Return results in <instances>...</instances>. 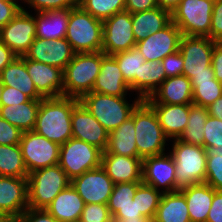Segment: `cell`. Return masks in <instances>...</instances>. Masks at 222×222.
Returning <instances> with one entry per match:
<instances>
[{"mask_svg": "<svg viewBox=\"0 0 222 222\" xmlns=\"http://www.w3.org/2000/svg\"><path fill=\"white\" fill-rule=\"evenodd\" d=\"M28 207L45 209L52 200L71 184L62 168L56 164L28 174Z\"/></svg>", "mask_w": 222, "mask_h": 222, "instance_id": "52a82bcc", "label": "cell"}, {"mask_svg": "<svg viewBox=\"0 0 222 222\" xmlns=\"http://www.w3.org/2000/svg\"><path fill=\"white\" fill-rule=\"evenodd\" d=\"M78 5L101 21L125 11V0H79Z\"/></svg>", "mask_w": 222, "mask_h": 222, "instance_id": "74e56055", "label": "cell"}, {"mask_svg": "<svg viewBox=\"0 0 222 222\" xmlns=\"http://www.w3.org/2000/svg\"><path fill=\"white\" fill-rule=\"evenodd\" d=\"M216 41L209 37L182 35L179 51L183 57V74L191 79L194 74L209 73Z\"/></svg>", "mask_w": 222, "mask_h": 222, "instance_id": "8fae6325", "label": "cell"}, {"mask_svg": "<svg viewBox=\"0 0 222 222\" xmlns=\"http://www.w3.org/2000/svg\"><path fill=\"white\" fill-rule=\"evenodd\" d=\"M205 149L217 147L222 149V121L216 117L208 116L204 128Z\"/></svg>", "mask_w": 222, "mask_h": 222, "instance_id": "b9f144b4", "label": "cell"}, {"mask_svg": "<svg viewBox=\"0 0 222 222\" xmlns=\"http://www.w3.org/2000/svg\"><path fill=\"white\" fill-rule=\"evenodd\" d=\"M162 196V190L158 191L154 187L143 182L137 187L134 198H137L138 211L142 216L154 219L159 201Z\"/></svg>", "mask_w": 222, "mask_h": 222, "instance_id": "f35d334b", "label": "cell"}, {"mask_svg": "<svg viewBox=\"0 0 222 222\" xmlns=\"http://www.w3.org/2000/svg\"><path fill=\"white\" fill-rule=\"evenodd\" d=\"M181 0H157V6L172 13L180 4Z\"/></svg>", "mask_w": 222, "mask_h": 222, "instance_id": "680465c9", "label": "cell"}, {"mask_svg": "<svg viewBox=\"0 0 222 222\" xmlns=\"http://www.w3.org/2000/svg\"><path fill=\"white\" fill-rule=\"evenodd\" d=\"M102 151L82 140L71 137L60 145L58 165L70 180L101 166Z\"/></svg>", "mask_w": 222, "mask_h": 222, "instance_id": "9c48e42d", "label": "cell"}, {"mask_svg": "<svg viewBox=\"0 0 222 222\" xmlns=\"http://www.w3.org/2000/svg\"><path fill=\"white\" fill-rule=\"evenodd\" d=\"M26 68L37 92L43 98L63 96V70L30 59H26Z\"/></svg>", "mask_w": 222, "mask_h": 222, "instance_id": "ffe728a7", "label": "cell"}, {"mask_svg": "<svg viewBox=\"0 0 222 222\" xmlns=\"http://www.w3.org/2000/svg\"><path fill=\"white\" fill-rule=\"evenodd\" d=\"M35 38V17L23 7L11 21L0 29V41L18 57L25 55Z\"/></svg>", "mask_w": 222, "mask_h": 222, "instance_id": "5bb4252c", "label": "cell"}, {"mask_svg": "<svg viewBox=\"0 0 222 222\" xmlns=\"http://www.w3.org/2000/svg\"><path fill=\"white\" fill-rule=\"evenodd\" d=\"M134 126V110L131 117L118 128L109 132L108 146L102 154H118L128 157H138Z\"/></svg>", "mask_w": 222, "mask_h": 222, "instance_id": "f546056e", "label": "cell"}, {"mask_svg": "<svg viewBox=\"0 0 222 222\" xmlns=\"http://www.w3.org/2000/svg\"><path fill=\"white\" fill-rule=\"evenodd\" d=\"M16 57L17 55L7 45L0 41V73Z\"/></svg>", "mask_w": 222, "mask_h": 222, "instance_id": "9f6ffc18", "label": "cell"}, {"mask_svg": "<svg viewBox=\"0 0 222 222\" xmlns=\"http://www.w3.org/2000/svg\"><path fill=\"white\" fill-rule=\"evenodd\" d=\"M142 182L162 193L176 191L175 161L171 154L165 153L146 157L142 160Z\"/></svg>", "mask_w": 222, "mask_h": 222, "instance_id": "e0dca14e", "label": "cell"}, {"mask_svg": "<svg viewBox=\"0 0 222 222\" xmlns=\"http://www.w3.org/2000/svg\"><path fill=\"white\" fill-rule=\"evenodd\" d=\"M79 222H113L107 204H85Z\"/></svg>", "mask_w": 222, "mask_h": 222, "instance_id": "7bdbcfd3", "label": "cell"}, {"mask_svg": "<svg viewBox=\"0 0 222 222\" xmlns=\"http://www.w3.org/2000/svg\"><path fill=\"white\" fill-rule=\"evenodd\" d=\"M3 83L1 82V79H0V99H1V94H2V90H3Z\"/></svg>", "mask_w": 222, "mask_h": 222, "instance_id": "94428289", "label": "cell"}, {"mask_svg": "<svg viewBox=\"0 0 222 222\" xmlns=\"http://www.w3.org/2000/svg\"><path fill=\"white\" fill-rule=\"evenodd\" d=\"M190 81L194 105L208 108L222 96V83L215 79L211 65L209 66V73L194 74Z\"/></svg>", "mask_w": 222, "mask_h": 222, "instance_id": "1f68e13d", "label": "cell"}, {"mask_svg": "<svg viewBox=\"0 0 222 222\" xmlns=\"http://www.w3.org/2000/svg\"><path fill=\"white\" fill-rule=\"evenodd\" d=\"M69 10L37 12L35 16L36 38L46 40L65 38L69 22Z\"/></svg>", "mask_w": 222, "mask_h": 222, "instance_id": "f1b7e54d", "label": "cell"}, {"mask_svg": "<svg viewBox=\"0 0 222 222\" xmlns=\"http://www.w3.org/2000/svg\"><path fill=\"white\" fill-rule=\"evenodd\" d=\"M103 21L94 18L79 5L69 10L65 39L75 53L102 51Z\"/></svg>", "mask_w": 222, "mask_h": 222, "instance_id": "8992f818", "label": "cell"}, {"mask_svg": "<svg viewBox=\"0 0 222 222\" xmlns=\"http://www.w3.org/2000/svg\"><path fill=\"white\" fill-rule=\"evenodd\" d=\"M208 114L222 121V96L208 107Z\"/></svg>", "mask_w": 222, "mask_h": 222, "instance_id": "6f0895ef", "label": "cell"}, {"mask_svg": "<svg viewBox=\"0 0 222 222\" xmlns=\"http://www.w3.org/2000/svg\"><path fill=\"white\" fill-rule=\"evenodd\" d=\"M85 202L70 184L45 208L58 222H79Z\"/></svg>", "mask_w": 222, "mask_h": 222, "instance_id": "cb8c5ba5", "label": "cell"}, {"mask_svg": "<svg viewBox=\"0 0 222 222\" xmlns=\"http://www.w3.org/2000/svg\"><path fill=\"white\" fill-rule=\"evenodd\" d=\"M15 222H58L46 209L28 207Z\"/></svg>", "mask_w": 222, "mask_h": 222, "instance_id": "681fc988", "label": "cell"}, {"mask_svg": "<svg viewBox=\"0 0 222 222\" xmlns=\"http://www.w3.org/2000/svg\"><path fill=\"white\" fill-rule=\"evenodd\" d=\"M125 98L126 96L116 97L90 92L82 96L79 102L109 133L130 118L133 110L142 101L138 96L129 104Z\"/></svg>", "mask_w": 222, "mask_h": 222, "instance_id": "3957f363", "label": "cell"}, {"mask_svg": "<svg viewBox=\"0 0 222 222\" xmlns=\"http://www.w3.org/2000/svg\"><path fill=\"white\" fill-rule=\"evenodd\" d=\"M19 145L28 173L59 162L60 145L34 130L23 132Z\"/></svg>", "mask_w": 222, "mask_h": 222, "instance_id": "30bf717a", "label": "cell"}, {"mask_svg": "<svg viewBox=\"0 0 222 222\" xmlns=\"http://www.w3.org/2000/svg\"><path fill=\"white\" fill-rule=\"evenodd\" d=\"M181 30L171 21L162 30L150 34L146 39L136 42L135 47L146 61H160L179 50Z\"/></svg>", "mask_w": 222, "mask_h": 222, "instance_id": "2e32d148", "label": "cell"}, {"mask_svg": "<svg viewBox=\"0 0 222 222\" xmlns=\"http://www.w3.org/2000/svg\"><path fill=\"white\" fill-rule=\"evenodd\" d=\"M112 56L117 61L123 78L129 84L130 91L134 90L139 94L140 69L141 64L146 61L145 57L136 47L116 53Z\"/></svg>", "mask_w": 222, "mask_h": 222, "instance_id": "836d02e7", "label": "cell"}, {"mask_svg": "<svg viewBox=\"0 0 222 222\" xmlns=\"http://www.w3.org/2000/svg\"><path fill=\"white\" fill-rule=\"evenodd\" d=\"M166 79L164 66L160 61H145L141 64L139 76V97H150Z\"/></svg>", "mask_w": 222, "mask_h": 222, "instance_id": "8d00e7d4", "label": "cell"}, {"mask_svg": "<svg viewBox=\"0 0 222 222\" xmlns=\"http://www.w3.org/2000/svg\"><path fill=\"white\" fill-rule=\"evenodd\" d=\"M210 39L222 42V0H215L211 18Z\"/></svg>", "mask_w": 222, "mask_h": 222, "instance_id": "7dc6e473", "label": "cell"}, {"mask_svg": "<svg viewBox=\"0 0 222 222\" xmlns=\"http://www.w3.org/2000/svg\"><path fill=\"white\" fill-rule=\"evenodd\" d=\"M130 91L115 58L102 51L100 73L96 77L92 92L122 97Z\"/></svg>", "mask_w": 222, "mask_h": 222, "instance_id": "7402d4cb", "label": "cell"}, {"mask_svg": "<svg viewBox=\"0 0 222 222\" xmlns=\"http://www.w3.org/2000/svg\"><path fill=\"white\" fill-rule=\"evenodd\" d=\"M101 60L102 51L75 53L63 70V96L80 99L92 92Z\"/></svg>", "mask_w": 222, "mask_h": 222, "instance_id": "7a4b0ae2", "label": "cell"}, {"mask_svg": "<svg viewBox=\"0 0 222 222\" xmlns=\"http://www.w3.org/2000/svg\"><path fill=\"white\" fill-rule=\"evenodd\" d=\"M29 100L30 98L18 89L4 86L1 94L0 106H16L28 102Z\"/></svg>", "mask_w": 222, "mask_h": 222, "instance_id": "c3c4849f", "label": "cell"}, {"mask_svg": "<svg viewBox=\"0 0 222 222\" xmlns=\"http://www.w3.org/2000/svg\"><path fill=\"white\" fill-rule=\"evenodd\" d=\"M211 66L215 79L222 83V42H216L214 45Z\"/></svg>", "mask_w": 222, "mask_h": 222, "instance_id": "11a10c76", "label": "cell"}, {"mask_svg": "<svg viewBox=\"0 0 222 222\" xmlns=\"http://www.w3.org/2000/svg\"><path fill=\"white\" fill-rule=\"evenodd\" d=\"M0 79L4 86L18 89L30 99H43L37 92V89L28 74L26 68V58L24 56L16 57L0 73Z\"/></svg>", "mask_w": 222, "mask_h": 222, "instance_id": "83f0119b", "label": "cell"}, {"mask_svg": "<svg viewBox=\"0 0 222 222\" xmlns=\"http://www.w3.org/2000/svg\"><path fill=\"white\" fill-rule=\"evenodd\" d=\"M113 222H153V220L142 216L141 218H113Z\"/></svg>", "mask_w": 222, "mask_h": 222, "instance_id": "91938a15", "label": "cell"}, {"mask_svg": "<svg viewBox=\"0 0 222 222\" xmlns=\"http://www.w3.org/2000/svg\"><path fill=\"white\" fill-rule=\"evenodd\" d=\"M113 218H141L142 215L138 211L137 198L123 206H108Z\"/></svg>", "mask_w": 222, "mask_h": 222, "instance_id": "f907efd6", "label": "cell"}, {"mask_svg": "<svg viewBox=\"0 0 222 222\" xmlns=\"http://www.w3.org/2000/svg\"><path fill=\"white\" fill-rule=\"evenodd\" d=\"M79 99L59 96L43 98L37 113L34 131L59 145L72 137L71 115Z\"/></svg>", "mask_w": 222, "mask_h": 222, "instance_id": "6da1fadb", "label": "cell"}, {"mask_svg": "<svg viewBox=\"0 0 222 222\" xmlns=\"http://www.w3.org/2000/svg\"><path fill=\"white\" fill-rule=\"evenodd\" d=\"M205 183L222 191V149L214 147L207 151Z\"/></svg>", "mask_w": 222, "mask_h": 222, "instance_id": "ab89813d", "label": "cell"}, {"mask_svg": "<svg viewBox=\"0 0 222 222\" xmlns=\"http://www.w3.org/2000/svg\"><path fill=\"white\" fill-rule=\"evenodd\" d=\"M155 111L159 124L170 139H178L188 123L190 105L149 104Z\"/></svg>", "mask_w": 222, "mask_h": 222, "instance_id": "d4e9b609", "label": "cell"}, {"mask_svg": "<svg viewBox=\"0 0 222 222\" xmlns=\"http://www.w3.org/2000/svg\"><path fill=\"white\" fill-rule=\"evenodd\" d=\"M71 121L73 138L93 145L102 152L107 149L109 133L80 102L73 108Z\"/></svg>", "mask_w": 222, "mask_h": 222, "instance_id": "d6986e66", "label": "cell"}, {"mask_svg": "<svg viewBox=\"0 0 222 222\" xmlns=\"http://www.w3.org/2000/svg\"><path fill=\"white\" fill-rule=\"evenodd\" d=\"M135 45L130 12L121 11L103 21L102 51L106 55L127 51Z\"/></svg>", "mask_w": 222, "mask_h": 222, "instance_id": "7c38bea8", "label": "cell"}, {"mask_svg": "<svg viewBox=\"0 0 222 222\" xmlns=\"http://www.w3.org/2000/svg\"><path fill=\"white\" fill-rule=\"evenodd\" d=\"M183 193L191 222H206L215 189L207 183H197L180 189Z\"/></svg>", "mask_w": 222, "mask_h": 222, "instance_id": "484cf974", "label": "cell"}, {"mask_svg": "<svg viewBox=\"0 0 222 222\" xmlns=\"http://www.w3.org/2000/svg\"><path fill=\"white\" fill-rule=\"evenodd\" d=\"M134 126L138 157H146L164 153L168 137L159 124L154 109L142 100L134 109Z\"/></svg>", "mask_w": 222, "mask_h": 222, "instance_id": "277c9868", "label": "cell"}, {"mask_svg": "<svg viewBox=\"0 0 222 222\" xmlns=\"http://www.w3.org/2000/svg\"><path fill=\"white\" fill-rule=\"evenodd\" d=\"M157 0H125V10L132 13L143 12L156 8Z\"/></svg>", "mask_w": 222, "mask_h": 222, "instance_id": "db71d44e", "label": "cell"}, {"mask_svg": "<svg viewBox=\"0 0 222 222\" xmlns=\"http://www.w3.org/2000/svg\"><path fill=\"white\" fill-rule=\"evenodd\" d=\"M34 8L35 12L71 9L78 6V0H23Z\"/></svg>", "mask_w": 222, "mask_h": 222, "instance_id": "ee69618b", "label": "cell"}, {"mask_svg": "<svg viewBox=\"0 0 222 222\" xmlns=\"http://www.w3.org/2000/svg\"><path fill=\"white\" fill-rule=\"evenodd\" d=\"M20 145H0V176L28 178Z\"/></svg>", "mask_w": 222, "mask_h": 222, "instance_id": "d590c367", "label": "cell"}, {"mask_svg": "<svg viewBox=\"0 0 222 222\" xmlns=\"http://www.w3.org/2000/svg\"><path fill=\"white\" fill-rule=\"evenodd\" d=\"M161 62L164 66L166 78L183 74V57L179 50L173 54L167 55Z\"/></svg>", "mask_w": 222, "mask_h": 222, "instance_id": "bcb514c9", "label": "cell"}, {"mask_svg": "<svg viewBox=\"0 0 222 222\" xmlns=\"http://www.w3.org/2000/svg\"><path fill=\"white\" fill-rule=\"evenodd\" d=\"M101 167L114 184L142 182V159L118 154H102Z\"/></svg>", "mask_w": 222, "mask_h": 222, "instance_id": "603a6c76", "label": "cell"}, {"mask_svg": "<svg viewBox=\"0 0 222 222\" xmlns=\"http://www.w3.org/2000/svg\"><path fill=\"white\" fill-rule=\"evenodd\" d=\"M22 9L16 0L0 1V29L11 21Z\"/></svg>", "mask_w": 222, "mask_h": 222, "instance_id": "816d5d0a", "label": "cell"}, {"mask_svg": "<svg viewBox=\"0 0 222 222\" xmlns=\"http://www.w3.org/2000/svg\"><path fill=\"white\" fill-rule=\"evenodd\" d=\"M208 116L207 107L190 104L188 123L178 140L205 148L204 128Z\"/></svg>", "mask_w": 222, "mask_h": 222, "instance_id": "e575fe53", "label": "cell"}, {"mask_svg": "<svg viewBox=\"0 0 222 222\" xmlns=\"http://www.w3.org/2000/svg\"><path fill=\"white\" fill-rule=\"evenodd\" d=\"M132 30L136 42L146 39L150 34L162 30L171 21V13L160 7L131 14Z\"/></svg>", "mask_w": 222, "mask_h": 222, "instance_id": "4316f807", "label": "cell"}, {"mask_svg": "<svg viewBox=\"0 0 222 222\" xmlns=\"http://www.w3.org/2000/svg\"><path fill=\"white\" fill-rule=\"evenodd\" d=\"M193 89L190 79L184 75L168 77L146 98L148 104H193Z\"/></svg>", "mask_w": 222, "mask_h": 222, "instance_id": "44dd1931", "label": "cell"}, {"mask_svg": "<svg viewBox=\"0 0 222 222\" xmlns=\"http://www.w3.org/2000/svg\"><path fill=\"white\" fill-rule=\"evenodd\" d=\"M214 0H181L171 13L172 22L182 35L210 38Z\"/></svg>", "mask_w": 222, "mask_h": 222, "instance_id": "ba28073f", "label": "cell"}, {"mask_svg": "<svg viewBox=\"0 0 222 222\" xmlns=\"http://www.w3.org/2000/svg\"><path fill=\"white\" fill-rule=\"evenodd\" d=\"M28 208V179L0 176V220L16 221Z\"/></svg>", "mask_w": 222, "mask_h": 222, "instance_id": "4fadbf2b", "label": "cell"}, {"mask_svg": "<svg viewBox=\"0 0 222 222\" xmlns=\"http://www.w3.org/2000/svg\"><path fill=\"white\" fill-rule=\"evenodd\" d=\"M142 182H122L113 186L108 206H123L133 201L137 187Z\"/></svg>", "mask_w": 222, "mask_h": 222, "instance_id": "60d3db41", "label": "cell"}, {"mask_svg": "<svg viewBox=\"0 0 222 222\" xmlns=\"http://www.w3.org/2000/svg\"><path fill=\"white\" fill-rule=\"evenodd\" d=\"M153 222H191L183 193H162Z\"/></svg>", "mask_w": 222, "mask_h": 222, "instance_id": "4dcf8cb0", "label": "cell"}, {"mask_svg": "<svg viewBox=\"0 0 222 222\" xmlns=\"http://www.w3.org/2000/svg\"><path fill=\"white\" fill-rule=\"evenodd\" d=\"M75 52L65 38L57 40L35 38L24 57L64 70Z\"/></svg>", "mask_w": 222, "mask_h": 222, "instance_id": "ac0fdd59", "label": "cell"}, {"mask_svg": "<svg viewBox=\"0 0 222 222\" xmlns=\"http://www.w3.org/2000/svg\"><path fill=\"white\" fill-rule=\"evenodd\" d=\"M71 185L85 204H108L114 183L100 166L72 179Z\"/></svg>", "mask_w": 222, "mask_h": 222, "instance_id": "9a60e30c", "label": "cell"}, {"mask_svg": "<svg viewBox=\"0 0 222 222\" xmlns=\"http://www.w3.org/2000/svg\"><path fill=\"white\" fill-rule=\"evenodd\" d=\"M171 156L175 161L176 191L205 182L207 150L200 145L173 141Z\"/></svg>", "mask_w": 222, "mask_h": 222, "instance_id": "5b68a950", "label": "cell"}, {"mask_svg": "<svg viewBox=\"0 0 222 222\" xmlns=\"http://www.w3.org/2000/svg\"><path fill=\"white\" fill-rule=\"evenodd\" d=\"M41 100L30 99L16 106H0V117L23 132L34 130Z\"/></svg>", "mask_w": 222, "mask_h": 222, "instance_id": "d6a6232c", "label": "cell"}, {"mask_svg": "<svg viewBox=\"0 0 222 222\" xmlns=\"http://www.w3.org/2000/svg\"><path fill=\"white\" fill-rule=\"evenodd\" d=\"M206 222H222V191L215 190Z\"/></svg>", "mask_w": 222, "mask_h": 222, "instance_id": "f5cc1de1", "label": "cell"}, {"mask_svg": "<svg viewBox=\"0 0 222 222\" xmlns=\"http://www.w3.org/2000/svg\"><path fill=\"white\" fill-rule=\"evenodd\" d=\"M23 131L0 117V145H19Z\"/></svg>", "mask_w": 222, "mask_h": 222, "instance_id": "f6af8a7d", "label": "cell"}]
</instances>
